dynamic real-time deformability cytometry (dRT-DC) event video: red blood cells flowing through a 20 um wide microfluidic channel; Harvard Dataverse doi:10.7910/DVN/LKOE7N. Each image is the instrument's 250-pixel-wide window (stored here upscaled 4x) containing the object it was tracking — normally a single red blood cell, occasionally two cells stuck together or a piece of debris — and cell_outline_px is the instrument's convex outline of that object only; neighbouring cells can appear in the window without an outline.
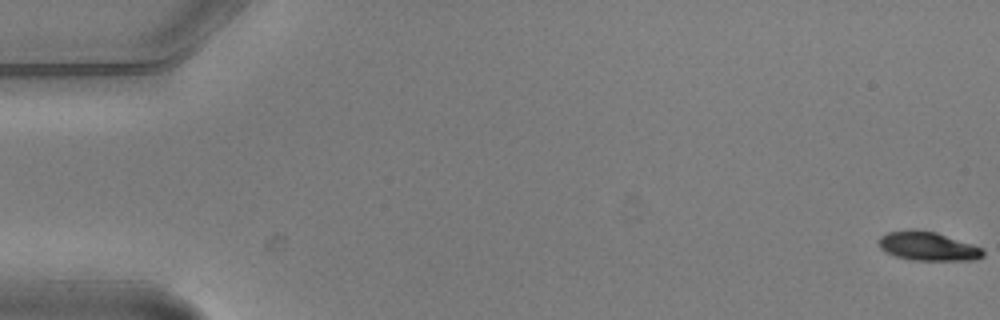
{"species": "common noctule bat (a hibernating species)", "species_latin": "Nyctalus noctula", "temperature_condition": "warm", "stored_images_in_passage": 6, "camera_frame_rate_fps": 3000, "um_per_image_px": 0.085, "animal": {"sex": "male", "body_mass_g": 20.5, "forearm_length_mm": 52.5}, "frame": {"image": 1, "passage_image": 1, "time_ms": 0.0, "image_size_px": [1000, 320], "cell_outline_px": [[984, 256], [976, 260], [916, 260], [896, 256], [880, 248], [880, 236], [888, 232], [908, 228], [912, 228], [936, 232], [984, 248]], "centroid_in_image_um": [78.91, 20.91], "position_along_channel_um": 6.1, "area_um2": 17.57}}
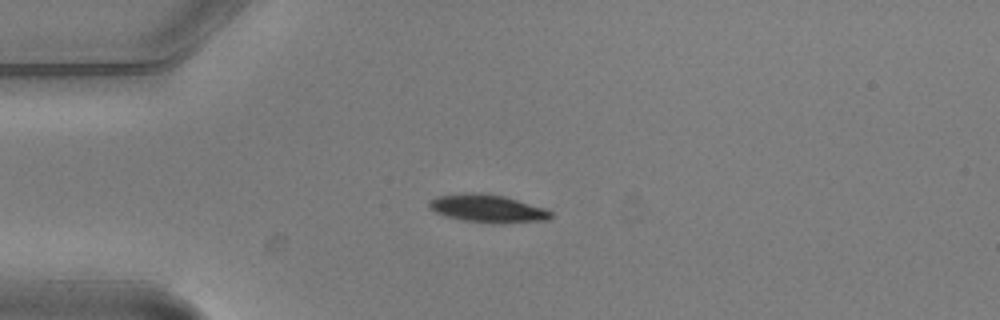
{"frame": {"image": 2, "passage_image": 5, "time_ms": 1.333, "image_size_px": [1000, 320], "cell_outline_px": [[552, 216], [548, 220], [460, 220], [444, 216], [428, 208], [428, 200], [436, 196], [464, 192], [480, 192], [504, 196], [544, 208], [552, 212]], "centroid_in_image_um": [41.3, 17.65], "position_along_channel_um": 43.7, "area_um2": 18.84}}